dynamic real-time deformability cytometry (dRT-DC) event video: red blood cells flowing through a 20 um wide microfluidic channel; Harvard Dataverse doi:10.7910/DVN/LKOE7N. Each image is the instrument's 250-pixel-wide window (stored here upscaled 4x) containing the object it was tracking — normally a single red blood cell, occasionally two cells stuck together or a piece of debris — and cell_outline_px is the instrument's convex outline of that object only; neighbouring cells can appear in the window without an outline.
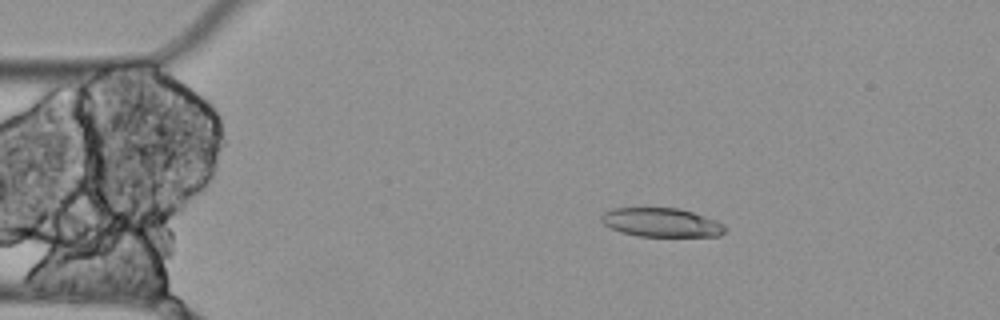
{"species": "Egyptian fruit bat (a non-hibernating species)", "species_latin": "Rousettus aegyptiacus", "temperature_condition": "cold", "stored_images_in_passage": 8, "camera_frame_rate_fps": 3000, "um_per_image_px": 0.085, "animal": {"sex": "female"}, "frame": {"image": 1, "passage_image": 2, "time_ms": 0.333, "image_size_px": [1000, 320], "cell_outline_px": [[728, 228], [720, 236], [636, 236], [620, 232], [604, 224], [600, 220], [600, 216], [604, 212], [612, 208], [676, 208], [692, 212], [716, 220], [724, 224]], "centroid_in_image_um": [56.22, 18.91], "position_along_channel_um": 28.8, "area_um2": 20.87}}
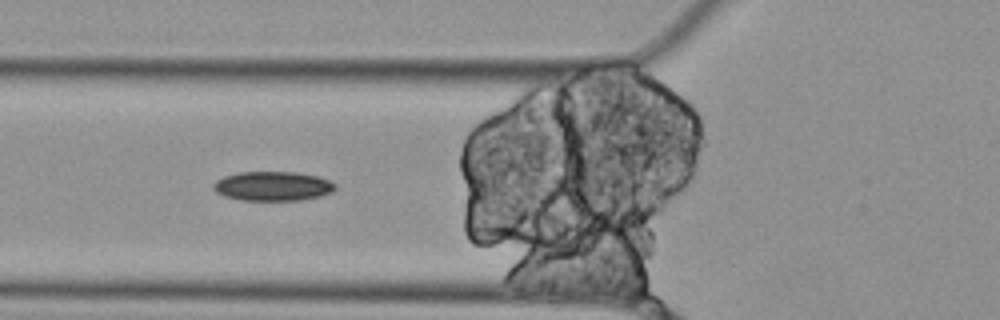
{"frame": {"image": 2, "passage_image": 5, "time_ms": 1.333, "image_size_px": [1000, 320], "cell_outline_px": [[336, 188], [332, 192], [320, 196], [300, 200], [240, 200], [224, 196], [216, 192], [212, 188], [212, 184], [216, 180], [224, 176], [240, 172], [296, 172], [316, 176], [328, 180], [336, 184]], "centroid_in_image_um": [23.16, 15.82], "position_along_channel_um": 102.6, "area_um2": 20.87}}
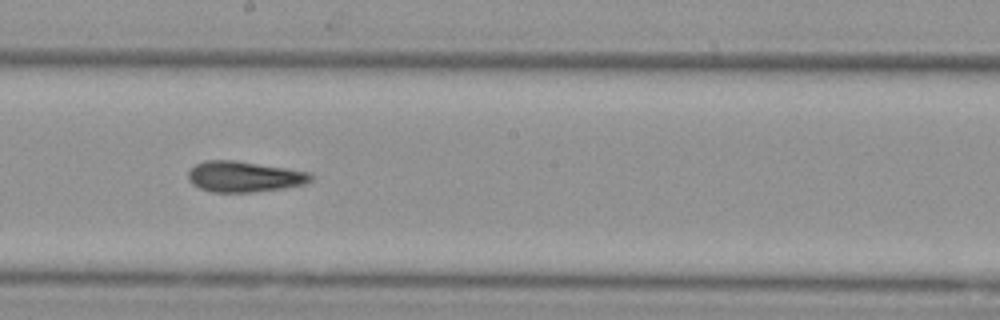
{"frame": {"image": 3, "passage_image": 8, "time_ms": 2.333, "image_size_px": [1000, 320], "cell_outline_px": [[312, 180], [304, 184], [284, 188], [252, 192], [212, 192], [200, 188], [192, 184], [188, 180], [188, 172], [196, 164], [204, 160], [232, 160], [312, 172]], "centroid_in_image_um": [20.75, 15.02], "position_along_channel_um": 227.4, "area_um2": 21.91}}